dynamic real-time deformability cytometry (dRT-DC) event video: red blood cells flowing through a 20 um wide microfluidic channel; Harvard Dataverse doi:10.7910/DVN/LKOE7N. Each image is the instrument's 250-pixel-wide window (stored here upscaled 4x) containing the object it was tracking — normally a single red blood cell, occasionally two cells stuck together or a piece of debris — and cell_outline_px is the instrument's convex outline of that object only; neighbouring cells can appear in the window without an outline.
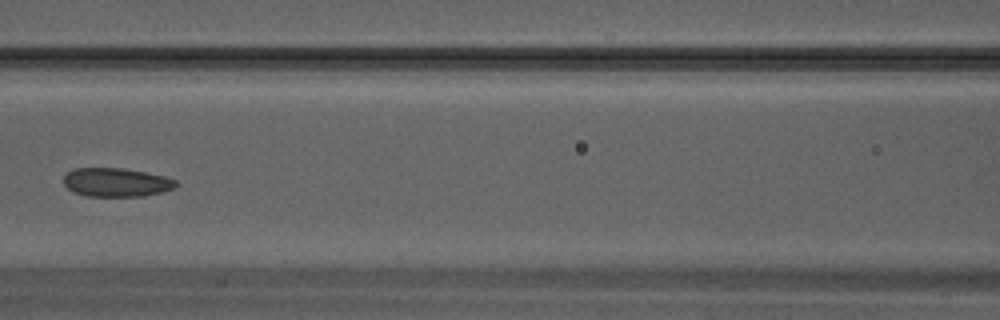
{"species": "Egyptian fruit bat (a non-hibernating species)", "species_latin": "Rousettus aegyptiacus", "temperature_condition": "warm", "stored_images_in_passage": 24, "camera_frame_rate_fps": 3000, "um_per_image_px": 0.085, "animal": {"sex": "male"}, "frame": {"image": 1, "passage_image": 8, "time_ms": 2.333, "image_size_px": [1000, 320], "cell_outline_px": [[176, 184], [172, 188], [164, 192], [144, 196], [84, 196], [72, 192], [64, 184], [64, 176], [72, 168], [124, 168], [164, 176], [176, 180]], "centroid_in_image_um": [9.85, 15.5], "position_along_channel_um": 156.8, "area_um2": 18.84}}
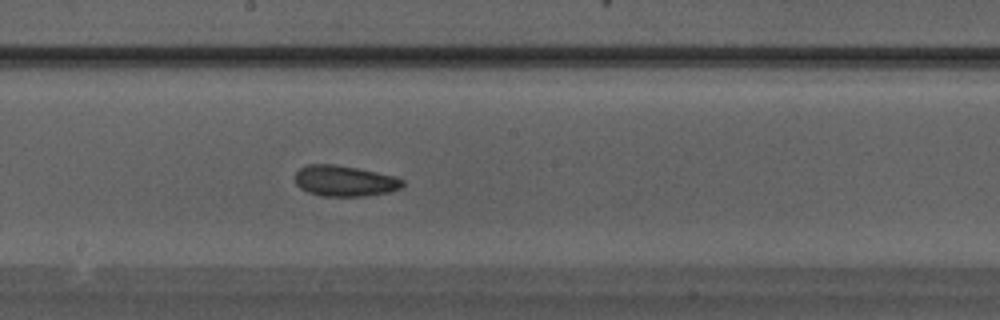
{"frame": {"image": 2, "passage_image": 11, "time_ms": 3.333, "image_size_px": [1000, 320], "cell_outline_px": [[404, 184], [400, 188], [388, 192], [364, 196], [320, 196], [308, 192], [300, 188], [296, 184], [296, 172], [300, 168], [308, 164], [336, 164], [396, 176], [404, 180]], "centroid_in_image_um": [29.29, 15.38], "position_along_channel_um": 218.9, "area_um2": 19.31}}
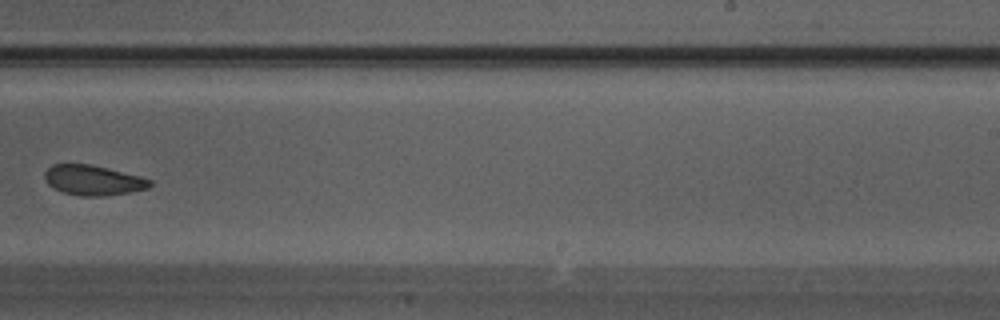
{"frame": {"image": 3, "passage_image": 14, "time_ms": 4.333, "image_size_px": [1000, 320], "cell_outline_px": [[152, 184], [148, 188], [128, 192], [104, 196], [80, 196], [64, 192], [52, 188], [48, 184], [44, 176], [44, 172], [52, 164], [88, 164], [140, 176], [152, 180]], "centroid_in_image_um": [7.89, 15.32], "position_along_channel_um": 281.1, "area_um2": 18.26}}